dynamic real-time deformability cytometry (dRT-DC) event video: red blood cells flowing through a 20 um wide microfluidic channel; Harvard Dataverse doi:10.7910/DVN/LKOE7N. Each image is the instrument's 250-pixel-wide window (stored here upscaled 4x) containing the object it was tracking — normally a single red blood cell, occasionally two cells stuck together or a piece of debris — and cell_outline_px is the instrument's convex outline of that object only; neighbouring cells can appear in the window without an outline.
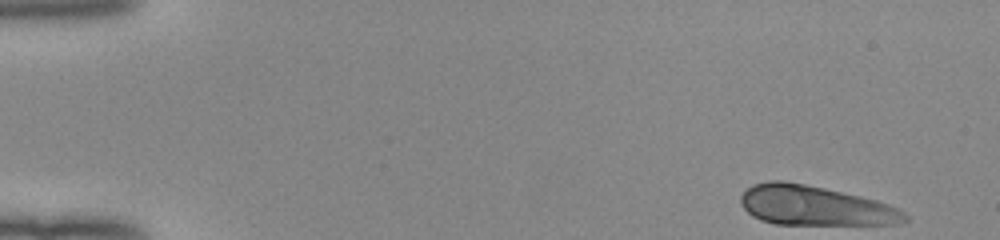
{"species": "human", "species_latin": "Homo sapiens", "temperature_condition": "room temperature", "stored_images_in_passage": 48, "camera_frame_rate_fps": 3000, "um_per_image_px": 0.085, "donor": {"sex": "female"}, "frame": {"image": 1, "passage_image": 1, "time_ms": 0.0, "image_size_px": [1000, 240], "cell_outline_px": [[908, 220], [896, 224], [776, 224], [760, 220], [752, 216], [740, 204], [740, 196], [752, 184], [768, 180], [784, 180], [824, 188], [876, 200], [888, 204], [904, 212], [908, 216]], "centroid_in_image_um": [69.22, 17.48], "position_along_channel_um": 15.8, "area_um2": 37.8}}
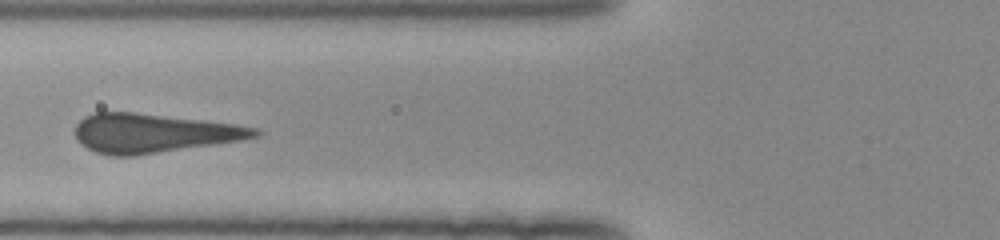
{"frame": {"image": 2, "passage_image": 18, "time_ms": 5.667, "image_size_px": [1000, 240], "cell_outline_px": [[264, 132], [260, 136], [244, 140], [132, 156], [112, 156], [96, 152], [88, 148], [76, 140], [76, 124], [84, 116], [96, 112], [136, 112], [204, 120], [236, 124], [260, 128]], "centroid_in_image_um": [13.1, 11.31], "position_along_channel_um": 112.7, "area_um2": 41.1}}
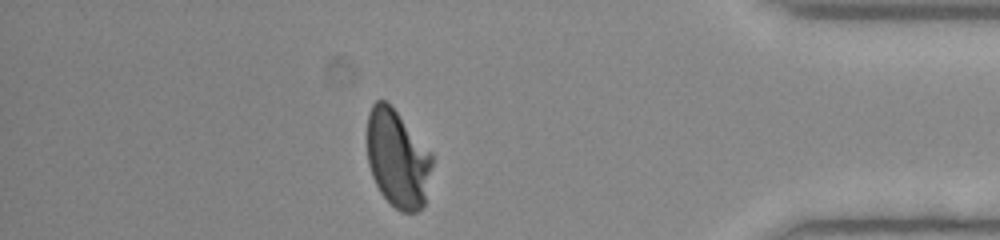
{"frame": {"image": 3, "passage_image": 42, "time_ms": 13.667, "image_size_px": [1000, 240], "cell_outline_px": [[432, 164], [424, 204], [416, 212], [400, 212], [380, 192], [372, 176], [368, 164], [368, 112], [372, 104], [376, 100], [384, 100], [396, 112], [432, 152]], "centroid_in_image_um": [33.79, 13.49], "position_along_channel_um": 401.4, "area_um2": 36.53}, "authors_computed_cell_mechanics": {"area_um2": 40.0554, "velocity_mm_per_s": 4.0186, "shape_relaxation_time_tau1_ms": 8.3368, "shape_relaxation_time_tau2_ms": null, "deformation_change_tau1": 0.2167, "deformation_change_tau2": null}}